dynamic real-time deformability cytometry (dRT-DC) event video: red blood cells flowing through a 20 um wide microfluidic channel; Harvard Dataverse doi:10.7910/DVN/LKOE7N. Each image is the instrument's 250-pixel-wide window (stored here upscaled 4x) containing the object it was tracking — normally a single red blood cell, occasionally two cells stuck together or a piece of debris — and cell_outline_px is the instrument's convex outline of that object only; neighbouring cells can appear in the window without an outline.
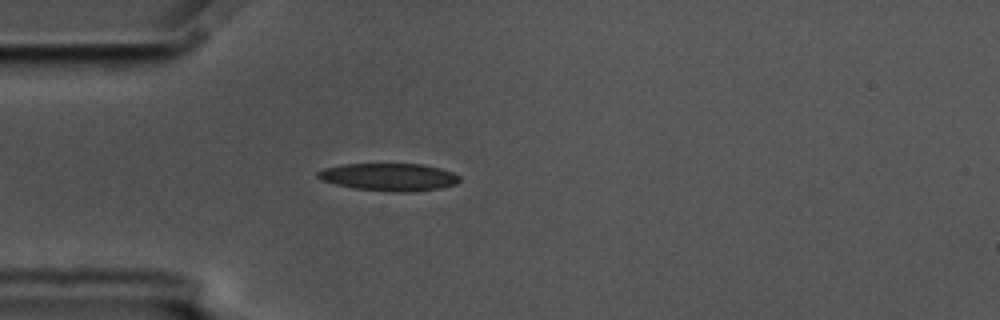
{"species": "common noctule bat (a hibernating species)", "species_latin": "Nyctalus noctula", "temperature_condition": "cold", "stored_images_in_passage": 1, "camera_frame_rate_fps": 3000, "um_per_image_px": 0.085, "animal": {"sex": "male", "body_mass_g": 17.5, "forearm_length_mm": 52.3}, "frame": {"image": 1, "passage_image": 1, "time_ms": 0.0, "image_size_px": [1000, 320], "cell_outline_px": [[460, 180], [456, 184], [440, 188], [408, 192], [392, 192], [352, 188], [336, 184], [324, 180], [316, 176], [316, 172], [324, 168], [344, 164], [424, 164], [440, 168], [452, 172], [460, 176]], "centroid_in_image_um": [33.08, 15.04], "position_along_channel_um": 51.9, "area_um2": 22.77}}